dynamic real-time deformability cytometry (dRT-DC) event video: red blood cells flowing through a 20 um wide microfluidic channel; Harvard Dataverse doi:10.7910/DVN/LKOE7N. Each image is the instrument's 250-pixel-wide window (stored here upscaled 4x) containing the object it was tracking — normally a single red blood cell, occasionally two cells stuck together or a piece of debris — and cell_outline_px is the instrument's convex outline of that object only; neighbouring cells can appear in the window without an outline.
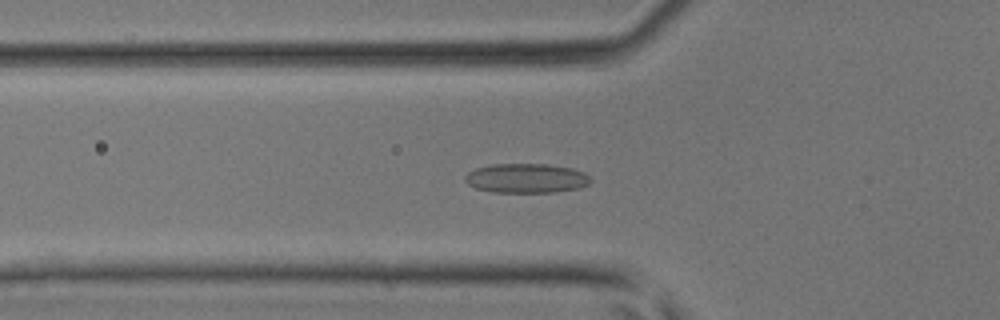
{"species": "common noctule bat (a hibernating species)", "species_latin": "Nyctalus noctula", "temperature_condition": "room temperature", "stored_images_in_passage": 43, "camera_frame_rate_fps": 3000, "um_per_image_px": 0.085, "animal": {"sex": "male", "body_mass_g": 17.9, "forearm_length_mm": 54.2}, "frame": {"image": 1, "passage_image": 14, "time_ms": 4.333, "image_size_px": [1000, 320], "cell_outline_px": [[592, 180], [588, 184], [576, 188], [556, 192], [496, 192], [476, 188], [468, 184], [464, 180], [464, 176], [468, 172], [476, 168], [492, 164], [548, 164], [572, 168], [584, 172]], "centroid_in_image_um": [44.72, 15.14], "position_along_channel_um": 81.1, "area_um2": 21.44}}
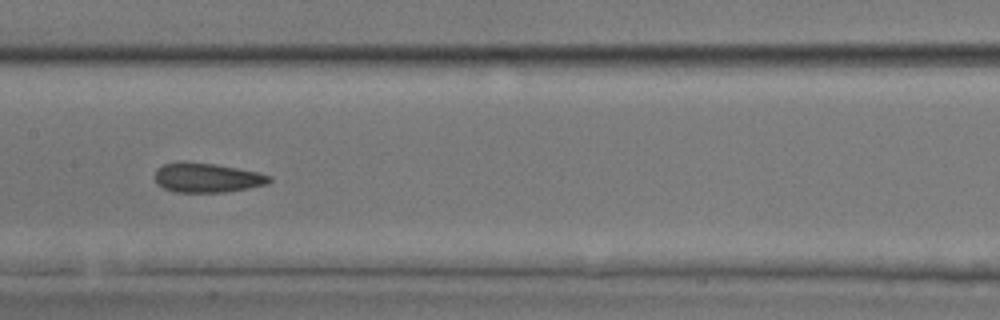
{"frame": {"image": 2, "passage_image": 21, "time_ms": 6.667, "image_size_px": [1000, 320], "cell_outline_px": [[272, 180], [268, 184], [248, 188], [224, 192], [176, 192], [164, 188], [156, 184], [156, 168], [164, 164], [176, 160], [184, 160], [216, 164], [260, 172], [272, 176]], "centroid_in_image_um": [17.59, 15.08], "position_along_channel_um": 189.8, "area_um2": 20.06}}
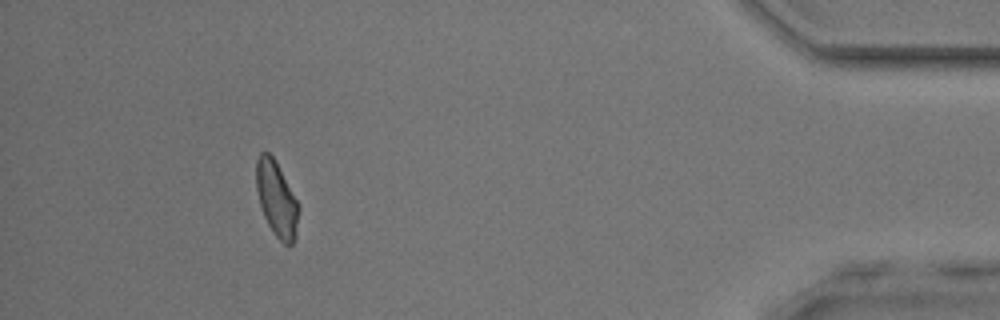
{"frame": {"image": 3, "passage_image": 39, "time_ms": 12.667, "image_size_px": [1000, 320], "cell_outline_px": [[300, 208], [296, 236], [292, 244], [288, 248], [276, 236], [268, 224], [264, 216], [260, 204], [256, 188], [256, 160], [260, 152], [268, 152], [276, 160], [300, 204]], "centroid_in_image_um": [23.54, 16.91], "position_along_channel_um": 411.7, "area_um2": 18.96}}